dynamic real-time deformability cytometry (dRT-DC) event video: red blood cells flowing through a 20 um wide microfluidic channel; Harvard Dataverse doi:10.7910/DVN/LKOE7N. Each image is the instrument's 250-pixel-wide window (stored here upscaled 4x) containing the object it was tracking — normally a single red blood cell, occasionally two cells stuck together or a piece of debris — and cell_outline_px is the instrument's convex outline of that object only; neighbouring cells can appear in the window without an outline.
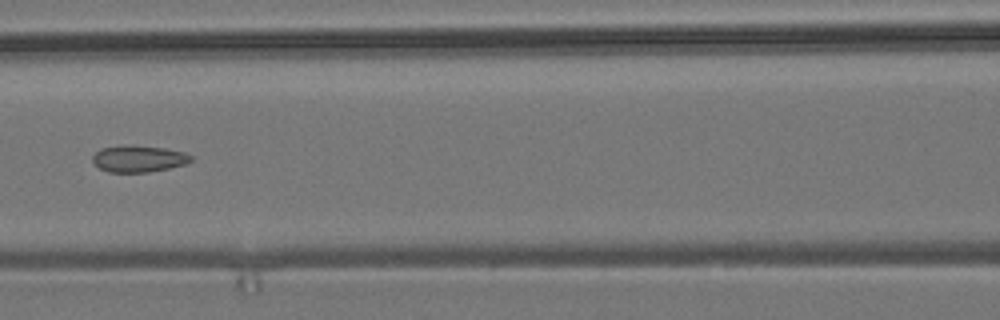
{"species": "common noctule bat (a hibernating species)", "species_latin": "Nyctalus noctula", "temperature_condition": "room temperature", "stored_images_in_passage": 6, "camera_frame_rate_fps": 3000, "um_per_image_px": 0.085, "animal": {"sex": "male", "body_mass_g": 19.2, "forearm_length_mm": 51.8}, "frame": {"image": 1, "passage_image": 6, "time_ms": 1.667, "image_size_px": [1000, 320], "cell_outline_px": [[192, 160], [184, 164], [168, 168], [148, 172], [108, 172], [100, 168], [92, 160], [92, 156], [100, 148], [164, 148], [184, 152], [192, 156]], "centroid_in_image_um": [11.8, 13.54], "position_along_channel_um": 154.8, "area_um2": 14.33}}